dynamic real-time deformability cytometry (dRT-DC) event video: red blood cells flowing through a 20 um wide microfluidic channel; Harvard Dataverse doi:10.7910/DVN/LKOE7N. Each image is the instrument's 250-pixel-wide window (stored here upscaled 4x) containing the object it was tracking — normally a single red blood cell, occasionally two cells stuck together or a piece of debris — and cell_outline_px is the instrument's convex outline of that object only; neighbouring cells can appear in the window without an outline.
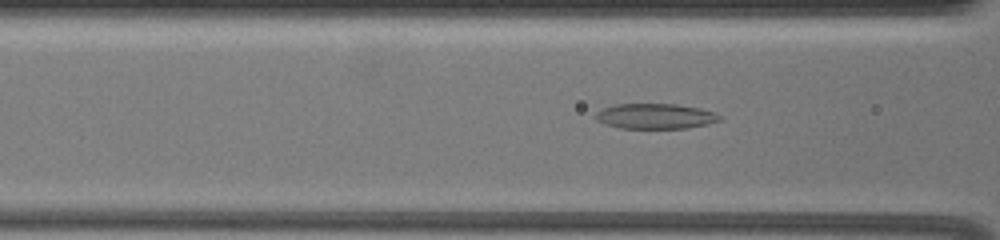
{"species": "common noctule bat (a hibernating species)", "species_latin": "Nyctalus noctula", "temperature_condition": "warm", "stored_images_in_passage": 34, "camera_frame_rate_fps": 3000, "um_per_image_px": 0.085, "animal": {"sex": "female", "body_mass_g": 19.5, "forearm_length_mm": 54.1}, "frame": {"image": 1, "passage_image": 7, "time_ms": 2.0, "image_size_px": [1000, 240], "cell_outline_px": [[724, 120], [708, 124], [688, 128], [620, 128], [604, 124], [596, 120], [596, 112], [604, 108], [616, 104], [676, 104], [700, 108], [716, 112]], "centroid_in_image_um": [55.75, 9.88], "position_along_channel_um": 110.8, "area_um2": 18.38}}
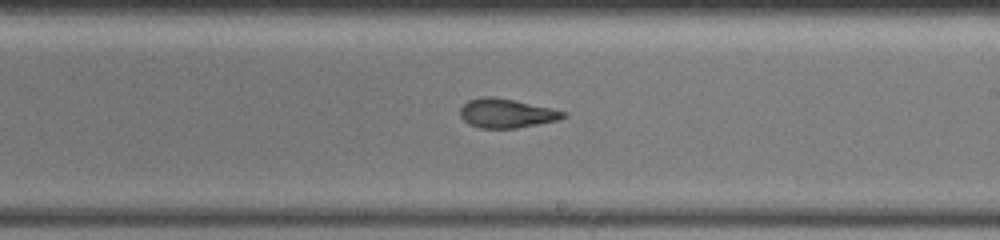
{"frame": {"image": 2, "passage_image": 19, "time_ms": 6.0, "image_size_px": [1000, 240], "cell_outline_px": [[568, 116], [556, 120], [516, 128], [480, 128], [468, 124], [460, 116], [460, 108], [468, 100], [484, 96], [492, 96], [552, 108], [568, 112]], "centroid_in_image_um": [43.04, 9.63], "position_along_channel_um": 246.0, "area_um2": 17.4}}
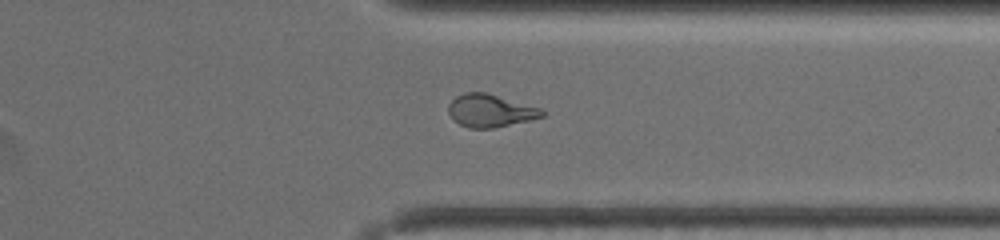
{"frame": {"image": 3, "passage_image": 30, "time_ms": 9.667, "image_size_px": [1000, 240], "cell_outline_px": [[544, 116], [528, 120], [492, 128], [468, 128], [452, 120], [448, 112], [448, 104], [456, 96], [464, 92], [484, 92], [540, 108], [544, 112]], "centroid_in_image_um": [41.61, 9.41], "position_along_channel_um": 369.8, "area_um2": 17.63}}